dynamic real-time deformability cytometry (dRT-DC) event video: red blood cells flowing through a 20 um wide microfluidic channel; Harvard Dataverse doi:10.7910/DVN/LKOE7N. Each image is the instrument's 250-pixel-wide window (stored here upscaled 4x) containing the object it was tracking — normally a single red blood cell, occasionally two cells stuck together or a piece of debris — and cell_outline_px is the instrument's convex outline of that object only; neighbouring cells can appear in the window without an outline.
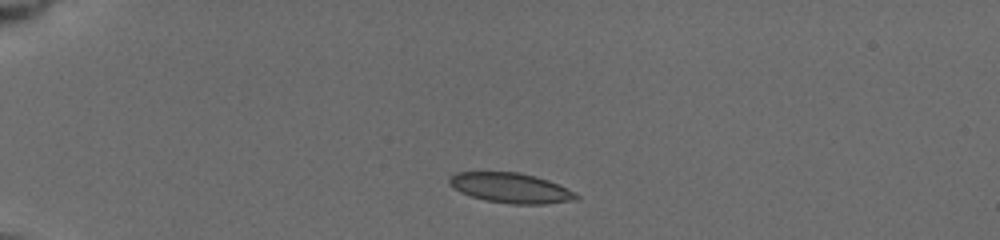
{"species": "common noctule bat (a hibernating species)", "species_latin": "Nyctalus noctula", "temperature_condition": "cold", "stored_images_in_passage": 31, "camera_frame_rate_fps": 3000, "um_per_image_px": 0.085, "animal": {"sex": "female", "body_mass_g": 19.5, "forearm_length_mm": 54.1}, "frame": {"image": 1, "passage_image": 1, "time_ms": 0.0, "image_size_px": [1000, 240], "cell_outline_px": [[580, 200], [544, 204], [512, 204], [484, 200], [460, 192], [448, 184], [448, 176], [456, 172], [520, 172], [536, 176], [548, 180], [568, 188], [576, 192], [580, 196]], "centroid_in_image_um": [43.44, 15.97], "position_along_channel_um": 41.6, "area_um2": 22.54}}
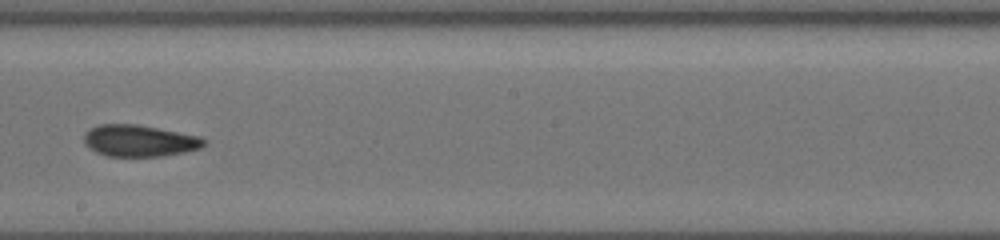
{"frame": {"image": 2, "passage_image": 14, "time_ms": 6.333, "image_size_px": [1000, 240], "cell_outline_px": [[208, 144], [200, 148], [184, 152], [160, 156], [108, 156], [96, 152], [88, 148], [84, 144], [84, 132], [100, 124], [136, 124], [200, 136], [208, 140]], "centroid_in_image_um": [11.86, 11.96], "position_along_channel_um": 236.3, "area_um2": 22.2}}
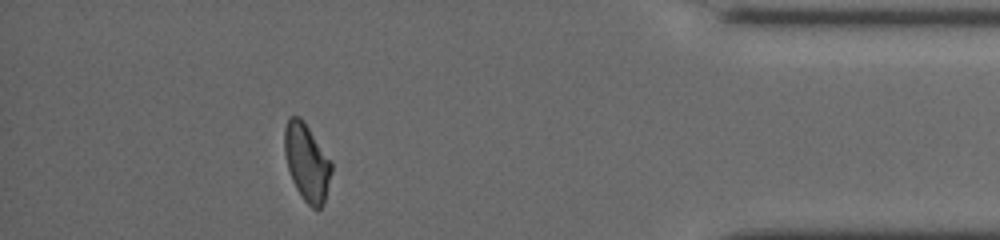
{"frame": {"image": 3, "passage_image": 27, "time_ms": 11.667, "image_size_px": [1000, 240], "cell_outline_px": [[332, 172], [324, 204], [320, 208], [312, 208], [304, 200], [296, 188], [292, 180], [288, 168], [284, 152], [284, 128], [288, 116], [300, 116], [304, 120], [332, 160]], "centroid_in_image_um": [26.09, 13.76], "position_along_channel_um": 409.1, "area_um2": 21.5}, "authors_computed_cell_mechanics": {"area_um2": 21.9062, "velocity_mm_per_s": 3.9112, "shape_relaxation_time_tau1_ms": 7.2353, "shape_relaxation_time_tau2_ms": 1.5391, "deformation_change_tau1": 0.1421, "deformation_change_tau2": 0.0567}}